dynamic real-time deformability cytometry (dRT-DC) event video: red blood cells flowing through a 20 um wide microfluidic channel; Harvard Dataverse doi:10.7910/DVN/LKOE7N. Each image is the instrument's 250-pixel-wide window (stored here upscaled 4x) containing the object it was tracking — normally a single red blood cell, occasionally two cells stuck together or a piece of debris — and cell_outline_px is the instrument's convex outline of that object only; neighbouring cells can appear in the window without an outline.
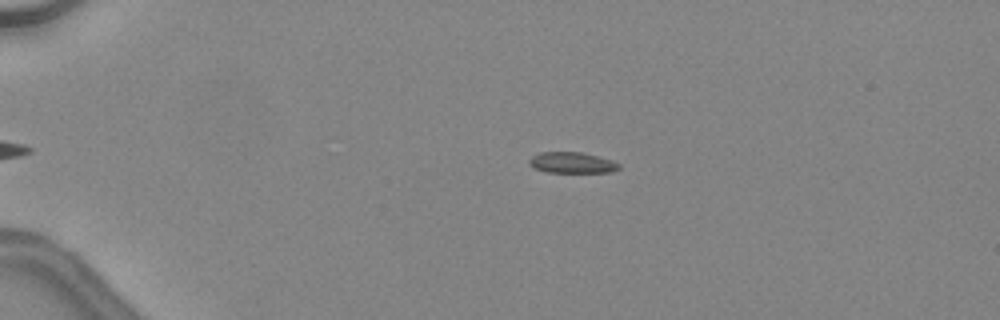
{"species": "common noctule bat (a hibernating species)", "species_latin": "Nyctalus noctula", "temperature_condition": "warm", "stored_images_in_passage": 39, "camera_frame_rate_fps": 3000, "um_per_image_px": 0.085, "animal": {"sex": "female", "body_mass_g": 24.6, "forearm_length_mm": 56.2}, "frame": {"image": 1, "passage_image": 4, "time_ms": 1.0, "image_size_px": [1000, 320], "cell_outline_px": [[620, 168], [612, 172], [548, 172], [532, 168], [528, 164], [528, 160], [532, 156], [540, 152], [580, 152], [612, 160], [620, 164]], "centroid_in_image_um": [48.59, 13.83], "position_along_channel_um": 36.4, "area_um2": 10.98}}
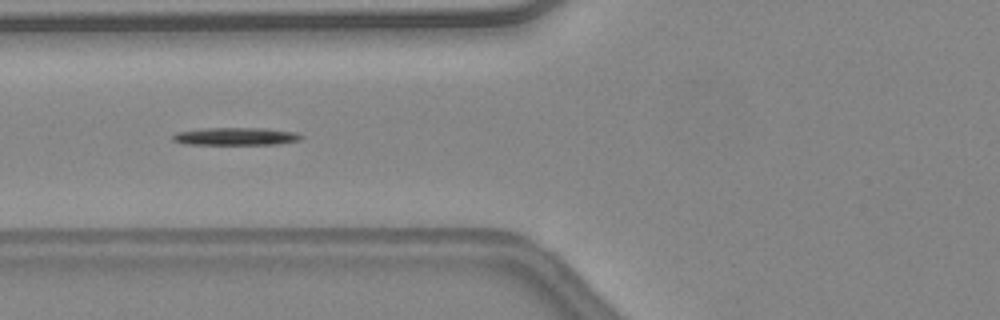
{"frame": {"image": 2, "passage_image": 13, "time_ms": 4.0, "image_size_px": [1000, 320], "cell_outline_px": [[304, 136], [300, 140], [276, 144], [184, 144], [172, 140], [172, 136], [176, 132], [204, 128], [264, 128], [296, 132]], "centroid_in_image_um": [20.04, 11.59], "position_along_channel_um": 105.8, "area_um2": 13.18}}
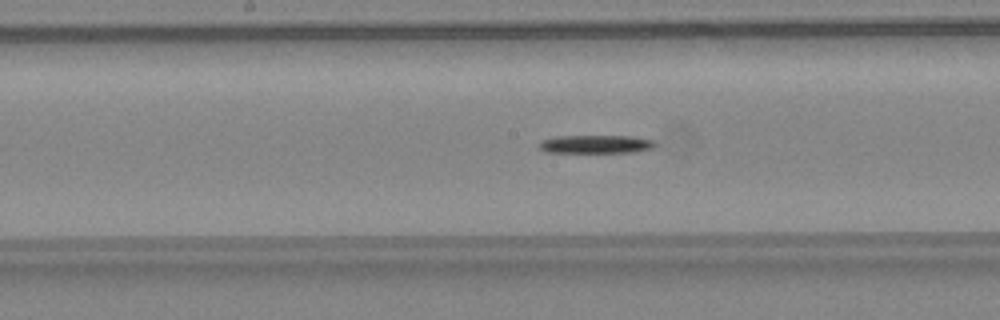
{"frame": {"image": 3, "passage_image": 19, "time_ms": 6.0, "image_size_px": [1000, 320], "cell_outline_px": [[656, 144], [652, 148], [632, 152], [544, 152], [540, 148], [540, 140], [556, 136], [632, 136], [652, 140]], "centroid_in_image_um": [50.61, 12.25], "position_along_channel_um": 197.6, "area_um2": 12.2}, "authors_computed_cell_mechanics": {"area_um2": 11.9068, "velocity_mm_per_s": 4.5605, "shape_relaxation_time_tau1_ms": 8.0339, "shape_relaxation_time_tau2_ms": null, "deformation_change_tau1": 0.2234, "deformation_change_tau2": null}}